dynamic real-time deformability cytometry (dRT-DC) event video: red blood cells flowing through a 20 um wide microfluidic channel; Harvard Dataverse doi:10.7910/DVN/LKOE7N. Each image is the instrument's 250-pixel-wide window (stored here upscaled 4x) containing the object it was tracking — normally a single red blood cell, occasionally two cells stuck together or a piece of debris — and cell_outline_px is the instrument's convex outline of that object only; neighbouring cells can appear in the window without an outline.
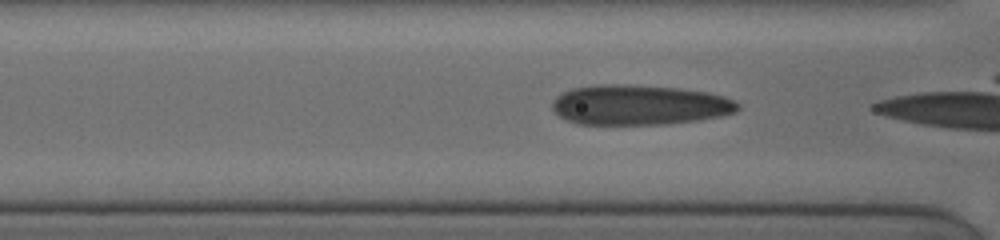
{"species": "human", "species_latin": "Homo sapiens", "temperature_condition": "cold", "stored_images_in_passage": 17, "camera_frame_rate_fps": 3000, "um_per_image_px": 0.085, "donor": {"sex": "female"}, "frame": {"image": 1, "passage_image": 3, "time_ms": 0.333, "image_size_px": [1000, 240], "cell_outline_px": [[740, 108], [736, 112], [720, 116], [700, 120], [668, 124], [576, 124], [560, 116], [552, 108], [552, 100], [556, 96], [572, 88], [596, 84], [628, 84], [680, 88], [708, 92], [724, 96], [740, 104]], "centroid_in_image_um": [54.35, 8.91], "position_along_channel_um": 112.2, "area_um2": 43.64}}